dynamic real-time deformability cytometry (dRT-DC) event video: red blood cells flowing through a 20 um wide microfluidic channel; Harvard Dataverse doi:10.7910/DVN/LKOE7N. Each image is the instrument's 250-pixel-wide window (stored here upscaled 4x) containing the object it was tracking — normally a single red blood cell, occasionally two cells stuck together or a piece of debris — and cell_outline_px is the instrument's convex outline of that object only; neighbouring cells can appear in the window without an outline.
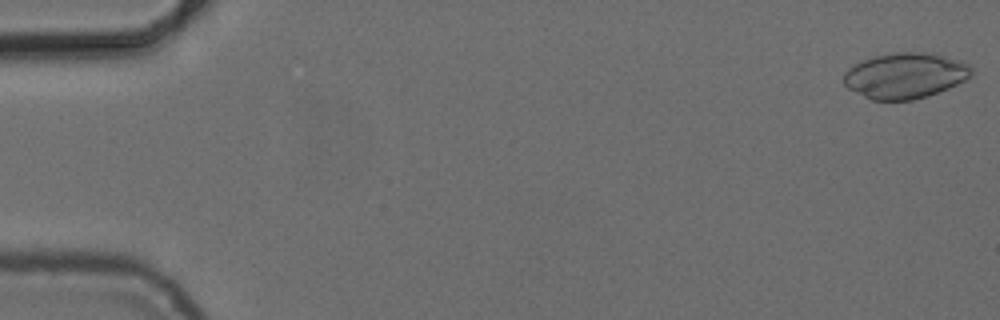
{"species": "common noctule bat (a hibernating species)", "species_latin": "Nyctalus noctula", "temperature_condition": "cold", "stored_images_in_passage": 5, "camera_frame_rate_fps": 3000, "um_per_image_px": 0.085, "animal": {"sex": "female", "body_mass_g": 24.6, "forearm_length_mm": 56.2}, "frame": {"image": 1, "passage_image": 1, "time_ms": 0.0, "image_size_px": [1000, 320], "cell_outline_px": [[972, 72], [964, 80], [948, 88], [928, 96], [912, 100], [872, 100], [848, 88], [844, 84], [844, 72], [848, 68], [864, 60], [876, 56], [892, 52], [936, 52], [968, 64], [972, 68]], "centroid_in_image_um": [76.94, 6.41], "position_along_channel_um": 8.1, "area_um2": 33.87}}